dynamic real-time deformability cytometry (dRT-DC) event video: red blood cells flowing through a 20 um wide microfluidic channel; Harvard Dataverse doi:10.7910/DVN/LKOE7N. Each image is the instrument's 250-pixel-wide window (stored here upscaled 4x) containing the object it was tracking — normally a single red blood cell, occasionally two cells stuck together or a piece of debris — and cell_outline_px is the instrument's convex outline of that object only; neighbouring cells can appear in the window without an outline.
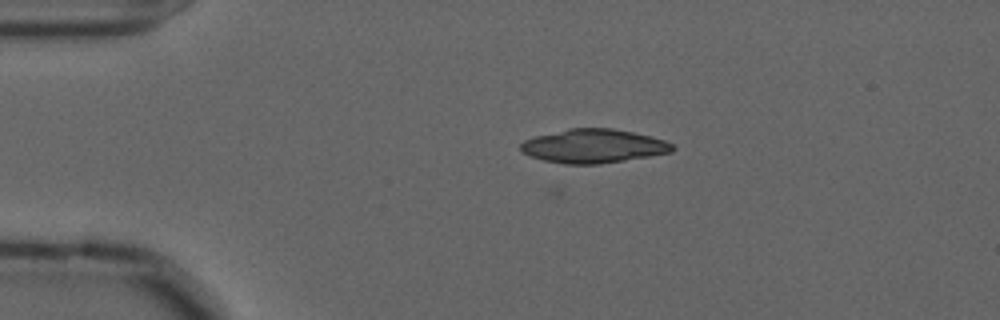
{"species": "common noctule bat (a hibernating species)", "species_latin": "Nyctalus noctula", "temperature_condition": "cold", "stored_images_in_passage": 43, "camera_frame_rate_fps": 3000, "um_per_image_px": 0.085, "animal": {"sex": "male", "forearm_length_mm": 52.5}, "frame": {"image": 1, "passage_image": 1, "time_ms": 0.0, "image_size_px": [1000, 320], "cell_outline_px": [[676, 148], [672, 152], [600, 164], [564, 164], [544, 160], [532, 156], [524, 152], [520, 148], [520, 144], [524, 140], [536, 136], [568, 128], [612, 128], [652, 136], [664, 140], [672, 144]], "centroid_in_image_um": [50.46, 12.41], "position_along_channel_um": 34.5, "area_um2": 29.71}}